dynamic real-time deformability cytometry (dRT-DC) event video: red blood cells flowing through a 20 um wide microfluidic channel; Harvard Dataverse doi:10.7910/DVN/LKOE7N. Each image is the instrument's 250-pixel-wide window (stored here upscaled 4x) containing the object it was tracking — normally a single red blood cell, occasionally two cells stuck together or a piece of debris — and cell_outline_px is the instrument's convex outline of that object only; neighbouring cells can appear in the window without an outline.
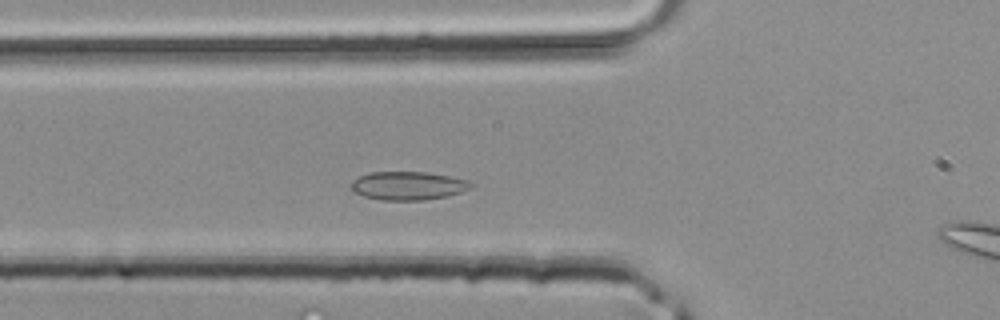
{"species": "common noctule bat (a hibernating species)", "species_latin": "Nyctalus noctula", "temperature_condition": "room temperature", "stored_images_in_passage": 32, "camera_frame_rate_fps": 3000, "um_per_image_px": 0.085, "animal": {"sex": "male", "body_mass_g": 20.4}, "frame": {"image": 1, "passage_image": 9, "time_ms": 2.667, "image_size_px": [1000, 320], "cell_outline_px": [[472, 188], [448, 196], [424, 200], [380, 200], [364, 196], [356, 192], [352, 188], [352, 180], [368, 172], [428, 172], [468, 180], [472, 184]], "centroid_in_image_um": [34.7, 15.78], "position_along_channel_um": 91.1, "area_um2": 19.77}}
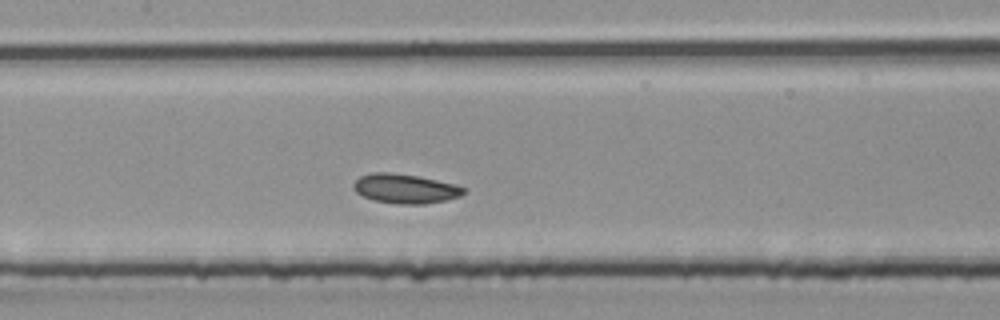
{"frame": {"image": 2, "passage_image": 14, "time_ms": 4.333, "image_size_px": [1000, 320], "cell_outline_px": [[468, 192], [460, 196], [444, 200], [424, 204], [396, 204], [372, 200], [356, 192], [352, 188], [352, 184], [360, 176], [372, 172], [392, 172], [420, 176], [456, 184], [468, 188]], "centroid_in_image_um": [34.47, 16.02], "position_along_channel_um": 172.9, "area_um2": 19.25}}
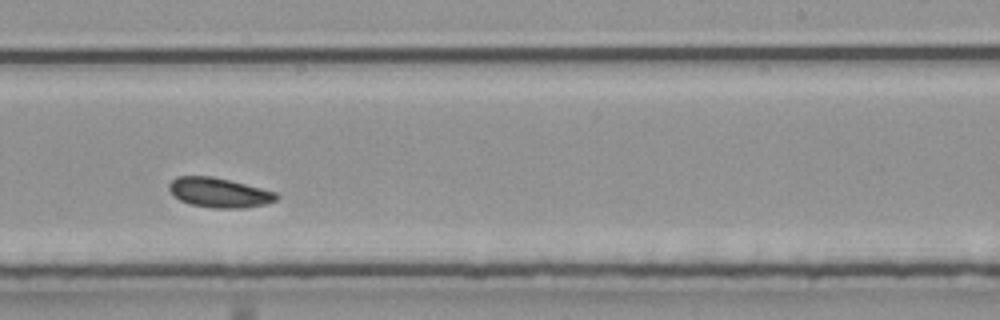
{"frame": {"image": 3, "passage_image": 20, "time_ms": 6.333, "image_size_px": [1000, 320], "cell_outline_px": [[280, 196], [276, 200], [268, 204], [244, 208], [212, 208], [188, 204], [180, 200], [168, 188], [168, 184], [176, 176], [208, 176], [228, 180], [276, 192]], "centroid_in_image_um": [18.63, 16.39], "position_along_channel_um": 270.4, "area_um2": 18.5}}